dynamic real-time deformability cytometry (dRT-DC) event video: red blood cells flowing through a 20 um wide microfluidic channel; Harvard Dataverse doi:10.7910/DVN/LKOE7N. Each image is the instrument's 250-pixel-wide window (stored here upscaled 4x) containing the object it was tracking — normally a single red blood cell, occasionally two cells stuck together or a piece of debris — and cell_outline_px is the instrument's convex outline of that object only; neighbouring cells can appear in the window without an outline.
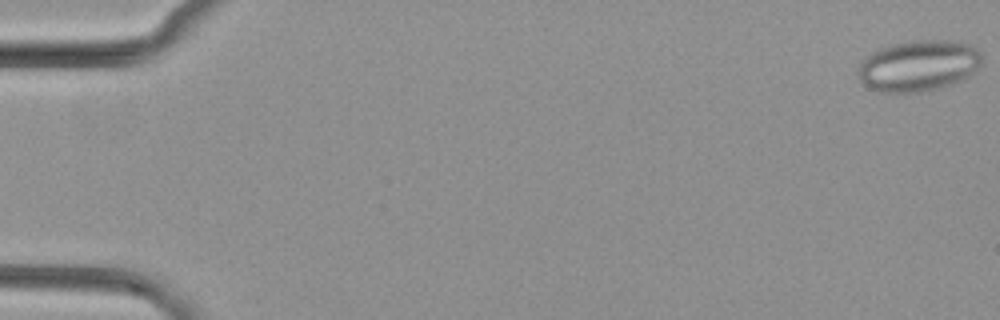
{"species": "common noctule bat (a hibernating species)", "species_latin": "Nyctalus noctula", "temperature_condition": "cold", "stored_images_in_passage": 13, "camera_frame_rate_fps": 3000, "um_per_image_px": 0.085, "animal": {"sex": "female", "body_mass_g": 29.2, "forearm_length_mm": 56.3}, "frame": {"image": 1, "passage_image": 1, "time_ms": 0.0, "image_size_px": [1000, 320], "cell_outline_px": [[984, 60], [968, 76], [960, 80], [936, 88], [920, 92], [880, 92], [864, 84], [860, 80], [856, 68], [872, 52], [888, 44], [908, 40], [948, 40], [968, 44], [980, 48]], "centroid_in_image_um": [78.08, 5.55], "position_along_channel_um": 6.9, "area_um2": 36.88}}